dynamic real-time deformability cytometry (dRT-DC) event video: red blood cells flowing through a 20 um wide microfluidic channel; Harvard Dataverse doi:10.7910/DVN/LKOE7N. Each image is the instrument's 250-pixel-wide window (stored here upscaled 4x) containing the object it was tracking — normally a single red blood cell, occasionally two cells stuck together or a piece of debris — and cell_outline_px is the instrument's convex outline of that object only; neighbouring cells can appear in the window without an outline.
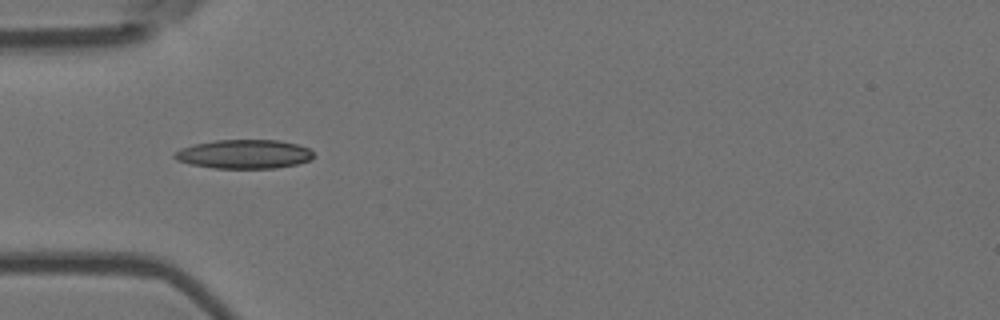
{"species": "Egyptian fruit bat (a non-hibernating species)", "species_latin": "Rousettus aegyptiacus", "temperature_condition": "room temperature", "stored_images_in_passage": 12, "camera_frame_rate_fps": 3000, "um_per_image_px": 0.085, "animal": {"sex": "female"}, "frame": {"image": 1, "passage_image": 2, "time_ms": 0.333, "image_size_px": [1000, 320], "cell_outline_px": [[316, 156], [312, 160], [296, 164], [276, 168], [212, 168], [192, 164], [176, 160], [172, 156], [180, 148], [192, 144], [216, 140], [280, 140], [296, 144], [308, 148]], "centroid_in_image_um": [20.76, 13.1], "position_along_channel_um": 64.2, "area_um2": 23.58}}
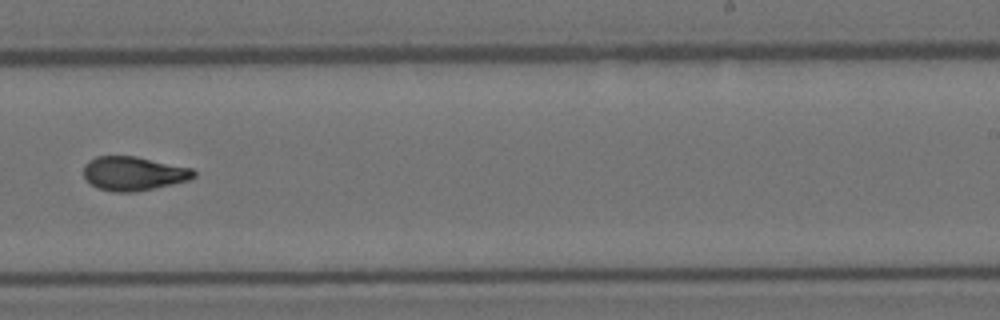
{"frame": {"image": 2, "passage_image": 7, "time_ms": 2.0, "image_size_px": [1000, 320], "cell_outline_px": [[196, 176], [188, 180], [172, 184], [136, 192], [112, 192], [96, 188], [84, 176], [84, 164], [88, 160], [96, 156], [136, 156], [192, 168], [196, 172]], "centroid_in_image_um": [11.34, 14.75], "position_along_channel_um": 277.7, "area_um2": 21.91}}
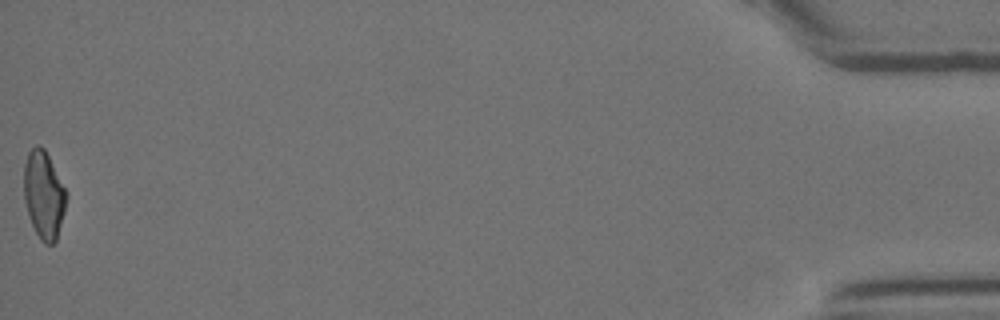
{"frame": {"image": 3, "passage_image": 12, "time_ms": 3.667, "image_size_px": [1000, 320], "cell_outline_px": [[68, 196], [64, 212], [56, 240], [52, 244], [44, 244], [40, 240], [32, 224], [24, 200], [24, 164], [28, 152], [36, 144], [40, 144], [44, 148], [68, 192]], "centroid_in_image_um": [3.73, 16.54], "position_along_channel_um": 431.5, "area_um2": 21.73}}